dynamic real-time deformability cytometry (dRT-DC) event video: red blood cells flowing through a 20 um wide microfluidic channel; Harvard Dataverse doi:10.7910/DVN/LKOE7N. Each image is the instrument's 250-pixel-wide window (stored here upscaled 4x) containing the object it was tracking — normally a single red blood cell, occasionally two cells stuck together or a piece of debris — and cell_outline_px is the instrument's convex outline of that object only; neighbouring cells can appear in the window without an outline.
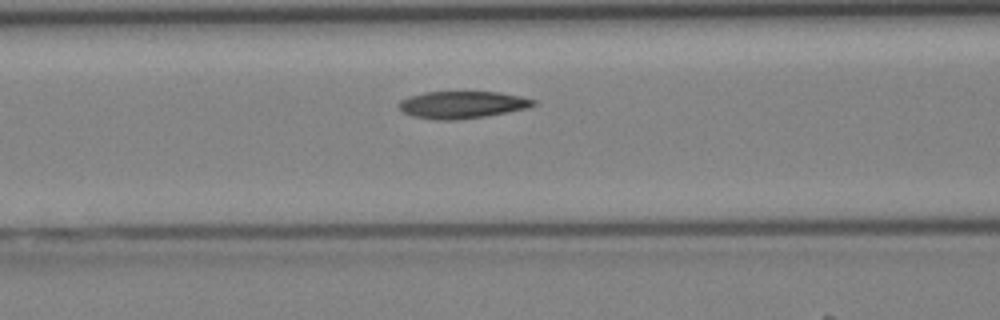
{"species": "Egyptian fruit bat (a non-hibernating species)", "species_latin": "Rousettus aegyptiacus", "temperature_condition": "cold", "stored_images_in_passage": 37, "segment_of_instrument_passage": [1, 2], "camera_frame_rate_fps": 3000, "um_per_image_px": 0.085, "animal": {"sex": "female"}, "frame": {"image": 1, "passage_image": 12, "time_ms": 3.667, "image_size_px": [1000, 320], "cell_outline_px": [[536, 104], [528, 108], [484, 116], [456, 120], [436, 120], [412, 116], [404, 112], [400, 108], [400, 100], [408, 96], [424, 92], [500, 92], [520, 96], [536, 100]], "centroid_in_image_um": [39.28, 8.9], "position_along_channel_um": 127.3, "area_um2": 21.21}}
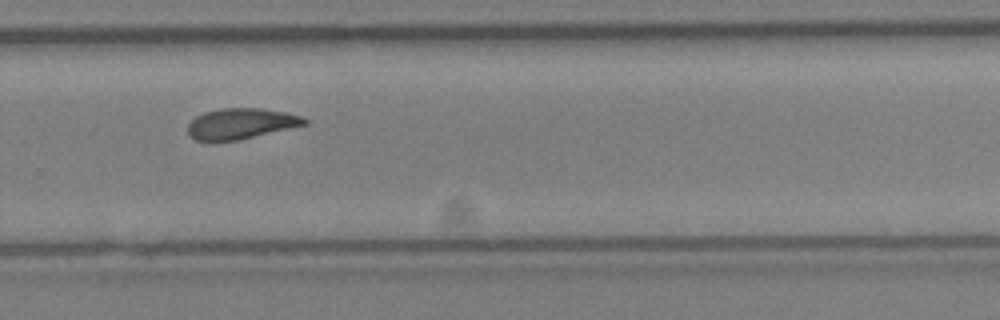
{"frame": {"image": 2, "passage_image": 23, "time_ms": 7.333, "image_size_px": [1000, 320], "cell_outline_px": [[308, 124], [236, 140], [212, 144], [196, 140], [188, 136], [188, 124], [196, 116], [204, 112], [224, 108], [260, 108], [284, 112], [300, 116], [308, 120]], "centroid_in_image_um": [20.4, 10.54], "position_along_channel_um": 309.4, "area_um2": 21.1}}
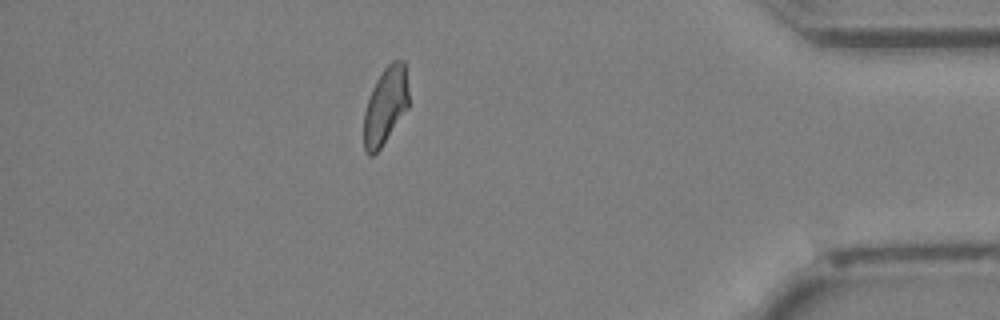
{"frame": {"image": 3, "passage_image": 31, "time_ms": 10.0, "image_size_px": [1000, 320], "cell_outline_px": [[408, 108], [380, 148], [372, 156], [368, 156], [364, 152], [364, 112], [372, 88], [376, 80], [384, 68], [392, 60], [404, 60], [408, 92]], "centroid_in_image_um": [32.75, 9.0], "position_along_channel_um": 402.5, "area_um2": 20.06}}